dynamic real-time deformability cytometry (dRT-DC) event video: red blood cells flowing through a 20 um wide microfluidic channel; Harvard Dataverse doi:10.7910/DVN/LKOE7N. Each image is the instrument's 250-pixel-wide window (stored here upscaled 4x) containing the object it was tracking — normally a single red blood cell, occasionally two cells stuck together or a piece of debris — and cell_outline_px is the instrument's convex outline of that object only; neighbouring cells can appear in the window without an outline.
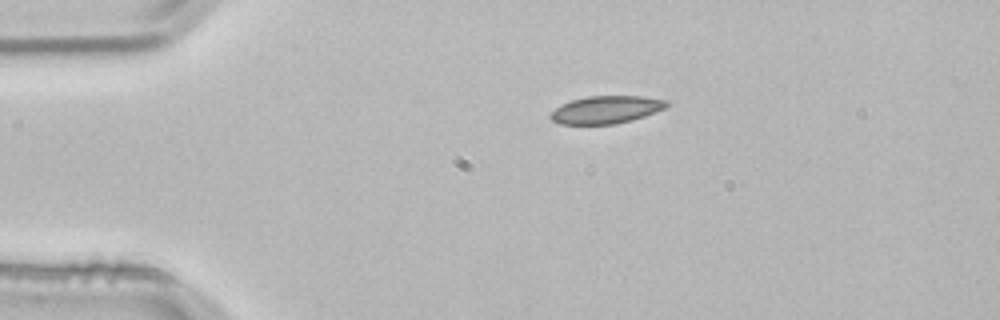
{"species": "common noctule bat (a hibernating species)", "species_latin": "Nyctalus noctula", "temperature_condition": "room temperature", "stored_images_in_passage": 43, "camera_frame_rate_fps": 3000, "um_per_image_px": 0.085, "animal": {"sex": "male", "body_mass_g": 21.5, "forearm_length_mm": 52.0}, "frame": {"image": 1, "passage_image": 1, "time_ms": 0.0, "image_size_px": [1000, 320], "cell_outline_px": [[668, 104], [664, 108], [644, 116], [632, 120], [616, 124], [560, 124], [552, 120], [548, 116], [560, 104], [572, 100], [588, 96], [644, 96], [668, 100]], "centroid_in_image_um": [51.51, 9.32], "position_along_channel_um": 33.5, "area_um2": 18.67}}
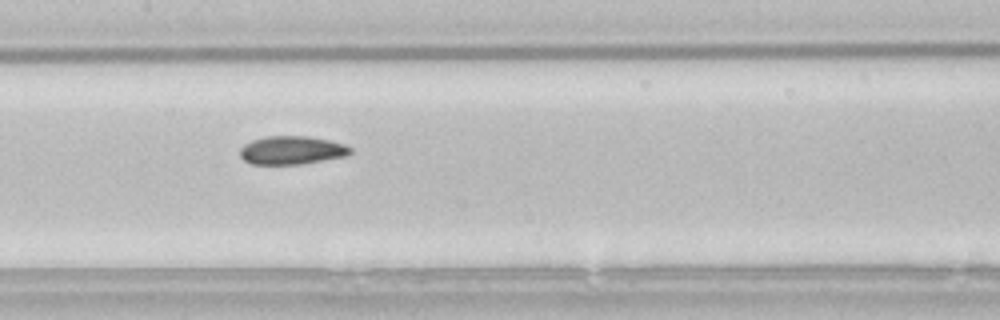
{"frame": {"image": 2, "passage_image": 16, "time_ms": 5.0, "image_size_px": [1000, 320], "cell_outline_px": [[352, 152], [348, 156], [300, 164], [252, 164], [244, 160], [240, 156], [240, 148], [244, 144], [252, 140], [264, 136], [308, 136], [328, 140], [344, 144], [352, 148]], "centroid_in_image_um": [24.8, 12.77], "position_along_channel_um": 182.6, "area_um2": 18.32}}
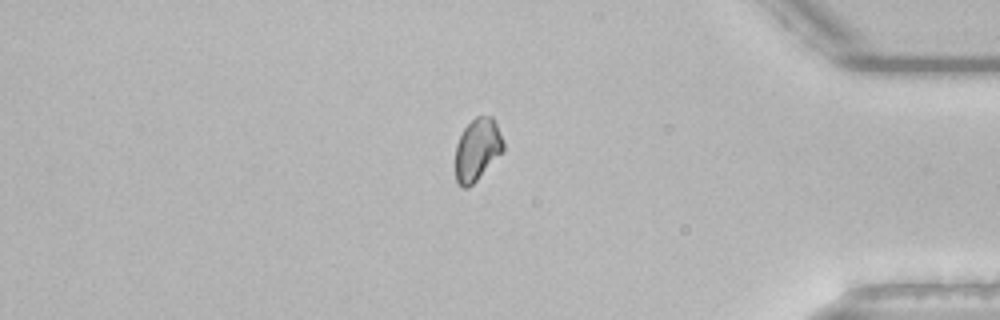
{"frame": {"image": 3, "passage_image": 35, "time_ms": 11.333, "image_size_px": [1000, 320], "cell_outline_px": [[504, 152], [468, 188], [460, 188], [456, 180], [456, 144], [464, 128], [476, 116], [492, 116], [504, 140]], "centroid_in_image_um": [40.58, 12.72], "position_along_channel_um": 394.6, "area_um2": 17.46}}